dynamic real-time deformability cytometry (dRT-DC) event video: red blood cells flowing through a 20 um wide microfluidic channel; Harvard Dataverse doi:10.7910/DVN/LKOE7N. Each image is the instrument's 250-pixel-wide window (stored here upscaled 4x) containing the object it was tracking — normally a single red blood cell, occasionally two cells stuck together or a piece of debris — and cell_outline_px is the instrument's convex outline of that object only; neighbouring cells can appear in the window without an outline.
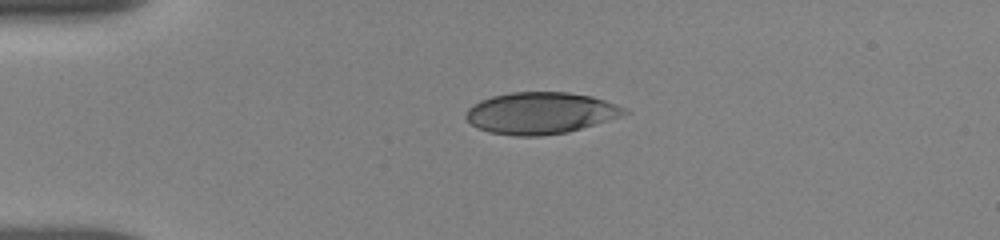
{"species": "human", "species_latin": "Homo sapiens", "temperature_condition": "room temperature", "stored_images_in_passage": 6, "camera_frame_rate_fps": 3000, "um_per_image_px": 0.085, "donor": {"sex": "female"}, "frame": {"image": 1, "passage_image": 1, "time_ms": 0.0, "image_size_px": [1000, 240], "cell_outline_px": [[628, 112], [620, 116], [568, 132], [540, 136], [516, 136], [488, 132], [476, 128], [464, 116], [468, 108], [472, 104], [480, 100], [492, 96], [512, 92], [568, 92], [592, 96], [628, 108]], "centroid_in_image_um": [45.91, 9.61], "position_along_channel_um": 39.1, "area_um2": 38.49}}